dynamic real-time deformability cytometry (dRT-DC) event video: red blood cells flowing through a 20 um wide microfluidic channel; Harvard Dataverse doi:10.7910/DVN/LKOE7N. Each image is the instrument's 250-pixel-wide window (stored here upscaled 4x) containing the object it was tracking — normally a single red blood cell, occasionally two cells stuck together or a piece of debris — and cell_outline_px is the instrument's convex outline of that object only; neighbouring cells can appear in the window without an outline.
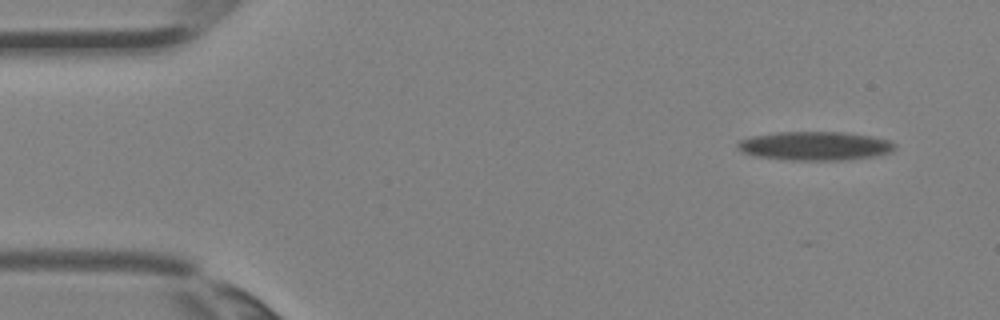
{"species": "Egyptian fruit bat (a non-hibernating species)", "species_latin": "Rousettus aegyptiacus", "temperature_condition": "room temperature", "stored_images_in_passage": 4, "camera_frame_rate_fps": 3000, "um_per_image_px": 0.085, "animal": {"sex": "female"}, "frame": {"image": 1, "passage_image": 1, "time_ms": 0.0, "image_size_px": [1000, 320], "cell_outline_px": [[896, 148], [892, 152], [876, 156], [844, 160], [788, 160], [756, 156], [744, 152], [736, 148], [736, 144], [740, 140], [752, 136], [776, 132], [844, 132], [872, 136], [888, 140], [896, 144]], "centroid_in_image_um": [69.29, 12.4], "position_along_channel_um": 15.7, "area_um2": 26.53}}